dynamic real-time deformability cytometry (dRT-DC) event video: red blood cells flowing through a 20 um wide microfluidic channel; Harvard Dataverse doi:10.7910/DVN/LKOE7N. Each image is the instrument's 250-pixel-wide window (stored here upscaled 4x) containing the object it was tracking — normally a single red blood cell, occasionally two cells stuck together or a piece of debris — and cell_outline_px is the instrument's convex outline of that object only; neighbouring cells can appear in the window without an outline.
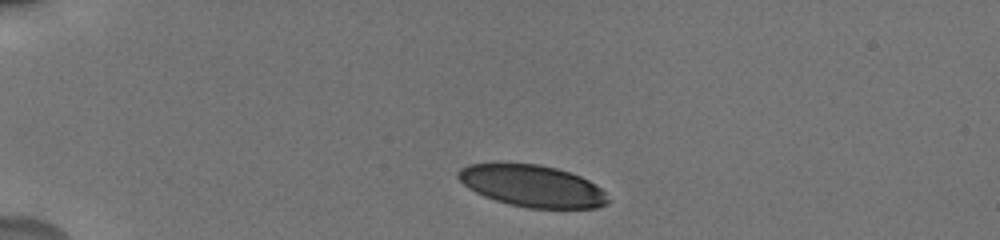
{"species": "human", "species_latin": "Homo sapiens", "temperature_condition": "cold", "stored_images_in_passage": 25, "camera_frame_rate_fps": 3000, "um_per_image_px": 0.085, "donor": {"sex": "male"}, "frame": {"image": 1, "passage_image": 1, "time_ms": 0.0, "image_size_px": [1000, 240], "cell_outline_px": [[608, 204], [596, 208], [528, 208], [508, 204], [484, 196], [468, 188], [456, 176], [456, 172], [460, 168], [468, 164], [496, 160], [500, 160], [536, 164], [556, 168], [580, 176], [596, 184], [604, 192], [608, 200]], "centroid_in_image_um": [45.15, 15.76], "position_along_channel_um": 39.8, "area_um2": 37.28}}
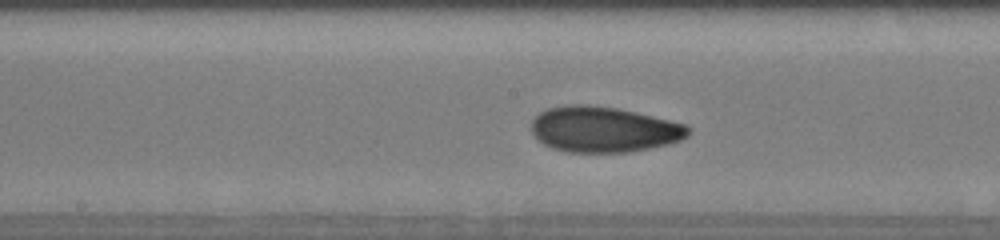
{"frame": {"image": 2, "passage_image": 11, "time_ms": 5.667, "image_size_px": [1000, 240], "cell_outline_px": [[692, 132], [688, 136], [680, 140], [668, 144], [628, 152], [564, 152], [552, 148], [544, 144], [532, 132], [532, 120], [540, 112], [548, 108], [568, 104], [588, 104], [616, 108], [636, 112], [688, 124], [692, 128]], "centroid_in_image_um": [51.35, 10.99], "position_along_channel_um": 196.8, "area_um2": 41.91}}
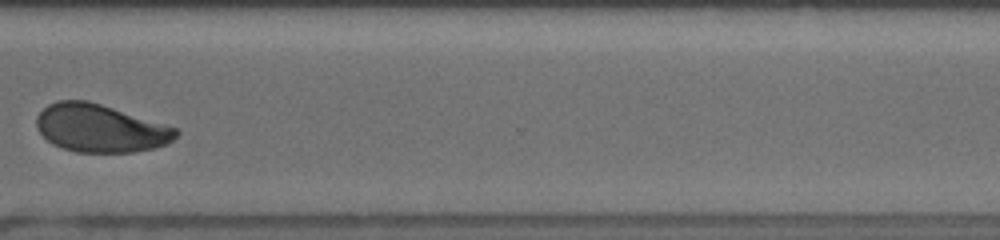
{"frame": {"image": 3, "passage_image": 20, "time_ms": 10.0, "image_size_px": [1000, 240], "cell_outline_px": [[180, 132], [172, 140], [156, 148], [132, 152], [76, 152], [52, 144], [40, 132], [36, 124], [36, 116], [48, 104], [56, 100], [88, 100], [176, 128]], "centroid_in_image_um": [8.49, 10.9], "position_along_channel_um": 362.1, "area_um2": 38.55}, "authors_computed_cell_mechanics": {"area_um2": 39.7086, "velocity_mm_per_s": 3.811, "shape_relaxation_time_tau1_ms": 5.2527, "shape_relaxation_time_tau2_ms": 1.609, "deformation_change_tau1": 0.1554, "deformation_change_tau2": 0.0616}}